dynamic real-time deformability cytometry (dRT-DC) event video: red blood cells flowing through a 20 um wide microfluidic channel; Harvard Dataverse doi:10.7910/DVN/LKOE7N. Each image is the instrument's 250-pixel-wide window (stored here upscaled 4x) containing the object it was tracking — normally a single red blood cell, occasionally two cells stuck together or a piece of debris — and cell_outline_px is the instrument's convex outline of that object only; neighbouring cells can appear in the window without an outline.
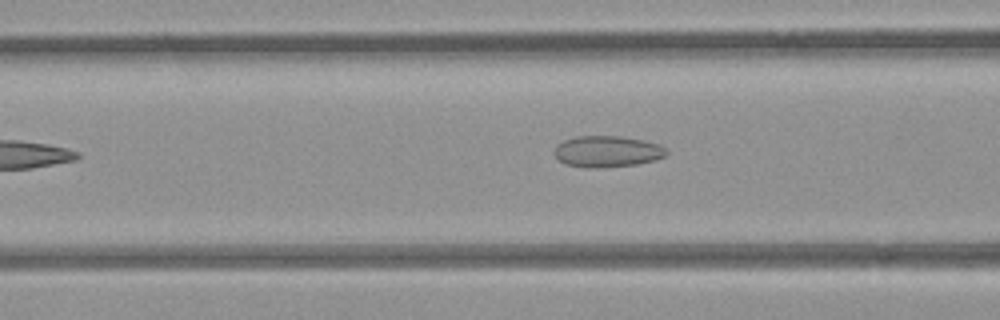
{"species": "common noctule bat (a hibernating species)", "species_latin": "Nyctalus noctula", "temperature_condition": "room temperature", "stored_images_in_passage": 30, "camera_frame_rate_fps": 3000, "um_per_image_px": 0.085, "animal": {"sex": "female", "body_mass_g": 21.9}, "frame": {"image": 1, "passage_image": 4, "time_ms": 1.0, "image_size_px": [1000, 320], "cell_outline_px": [[668, 152], [664, 156], [652, 160], [636, 164], [596, 168], [584, 168], [564, 164], [556, 156], [556, 144], [564, 140], [576, 136], [620, 136], [660, 144]], "centroid_in_image_um": [51.58, 12.87], "position_along_channel_um": 115.0, "area_um2": 20.23}}
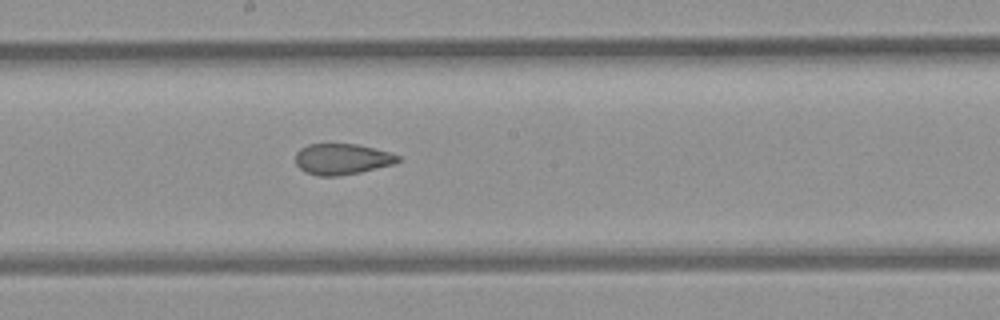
{"frame": {"image": 2, "passage_image": 12, "time_ms": 3.667, "image_size_px": [1000, 320], "cell_outline_px": [[400, 160], [392, 164], [360, 172], [336, 176], [320, 176], [308, 172], [300, 168], [296, 164], [296, 152], [300, 148], [308, 144], [356, 144], [388, 152], [400, 156]], "centroid_in_image_um": [29.04, 13.51], "position_along_channel_um": 219.2, "area_um2": 18.15}}
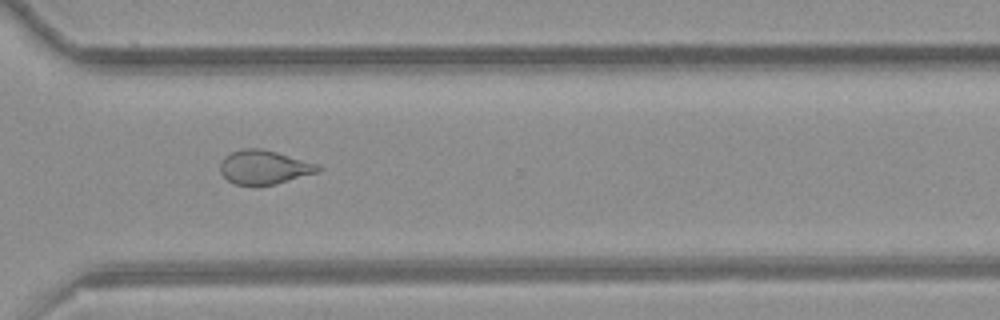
{"frame": {"image": 3, "passage_image": 22, "time_ms": 7.0, "image_size_px": [1000, 320], "cell_outline_px": [[324, 168], [320, 172], [276, 184], [236, 184], [228, 180], [220, 172], [220, 164], [224, 156], [232, 152], [244, 148], [264, 148], [320, 164]], "centroid_in_image_um": [22.52, 14.19], "position_along_channel_um": 348.1, "area_um2": 19.54}}